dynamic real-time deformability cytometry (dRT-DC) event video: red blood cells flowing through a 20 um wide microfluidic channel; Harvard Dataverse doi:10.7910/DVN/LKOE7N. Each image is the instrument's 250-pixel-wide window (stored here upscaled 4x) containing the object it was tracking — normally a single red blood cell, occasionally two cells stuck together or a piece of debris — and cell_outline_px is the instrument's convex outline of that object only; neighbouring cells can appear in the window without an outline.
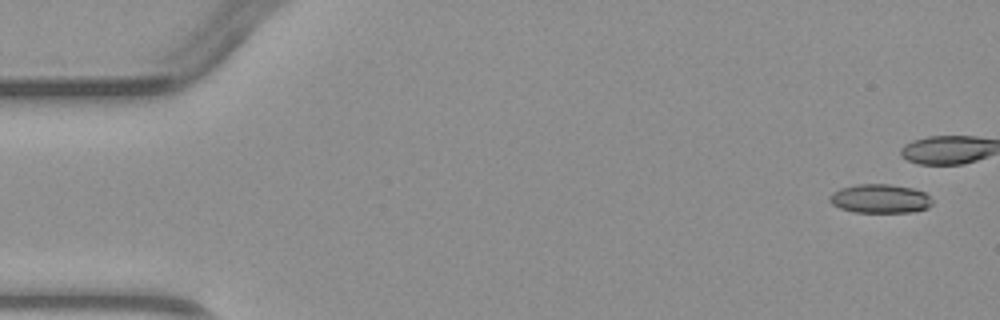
{"species": "common noctule bat (a hibernating species)", "species_latin": "Nyctalus noctula", "temperature_condition": "warm", "stored_images_in_passage": 4, "camera_frame_rate_fps": 3000, "um_per_image_px": 0.085, "animal": {"sex": "male", "body_mass_g": 23.1, "forearm_length_mm": 52.7}, "frame": {"image": 1, "passage_image": 1, "time_ms": 0.0, "image_size_px": [1000, 320], "cell_outline_px": [[932, 204], [928, 208], [912, 212], [852, 212], [840, 208], [832, 204], [828, 200], [828, 196], [832, 192], [840, 188], [856, 184], [888, 184], [912, 188], [924, 192], [932, 200]], "centroid_in_image_um": [74.77, 16.89], "position_along_channel_um": 10.2, "area_um2": 17.4}}
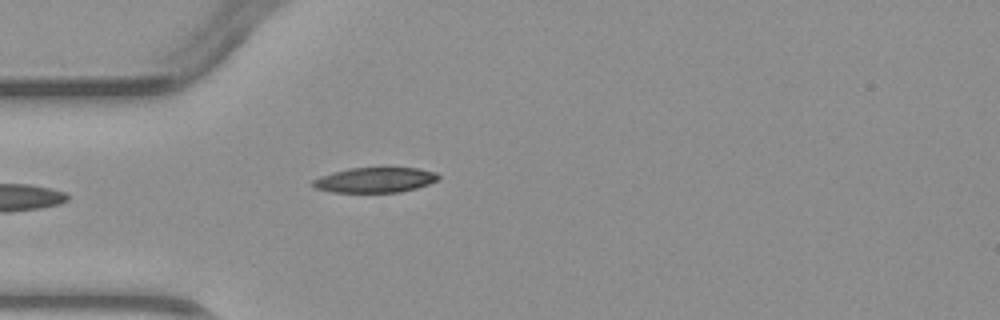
{"frame": {"image": 2, "passage_image": 4, "time_ms": 4.667, "image_size_px": [1000, 320], "cell_outline_px": [[440, 180], [416, 188], [400, 192], [332, 192], [316, 188], [312, 184], [312, 180], [320, 176], [332, 172], [348, 168], [416, 168], [436, 172], [440, 176]], "centroid_in_image_um": [31.89, 15.29], "position_along_channel_um": 53.1, "area_um2": 18.38}}